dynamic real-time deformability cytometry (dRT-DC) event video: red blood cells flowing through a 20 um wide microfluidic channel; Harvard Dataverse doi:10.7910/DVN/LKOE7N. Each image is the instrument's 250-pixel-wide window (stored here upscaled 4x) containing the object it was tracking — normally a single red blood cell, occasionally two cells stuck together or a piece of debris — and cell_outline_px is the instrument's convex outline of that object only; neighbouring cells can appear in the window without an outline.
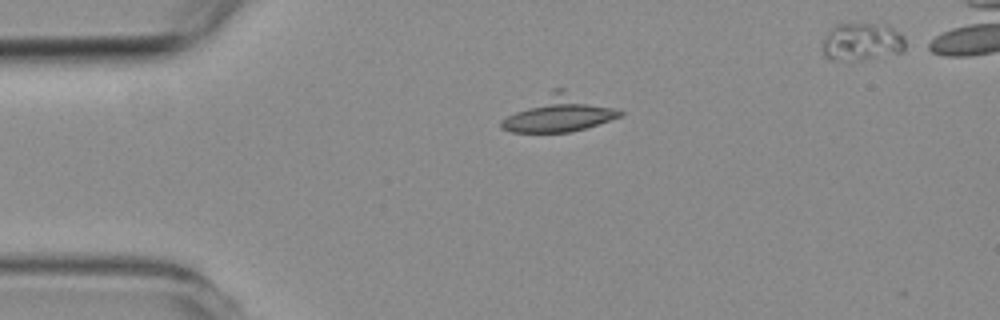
{"species": "common noctule bat (a hibernating species)", "species_latin": "Nyctalus noctula", "temperature_condition": "room temperature", "stored_images_in_passage": 2, "camera_frame_rate_fps": 3000, "um_per_image_px": 0.085, "animal": {"sex": "female", "body_mass_g": 19.3, "forearm_length_mm": 54.1}, "frame": {"image": 1, "passage_image": 1, "time_ms": 0.0, "image_size_px": [1000, 320], "cell_outline_px": [[624, 116], [572, 132], [512, 132], [500, 128], [500, 120], [552, 88], [564, 88], [624, 112]], "centroid_in_image_um": [47.52, 9.65], "position_along_channel_um": 37.5, "area_um2": 25.03}}